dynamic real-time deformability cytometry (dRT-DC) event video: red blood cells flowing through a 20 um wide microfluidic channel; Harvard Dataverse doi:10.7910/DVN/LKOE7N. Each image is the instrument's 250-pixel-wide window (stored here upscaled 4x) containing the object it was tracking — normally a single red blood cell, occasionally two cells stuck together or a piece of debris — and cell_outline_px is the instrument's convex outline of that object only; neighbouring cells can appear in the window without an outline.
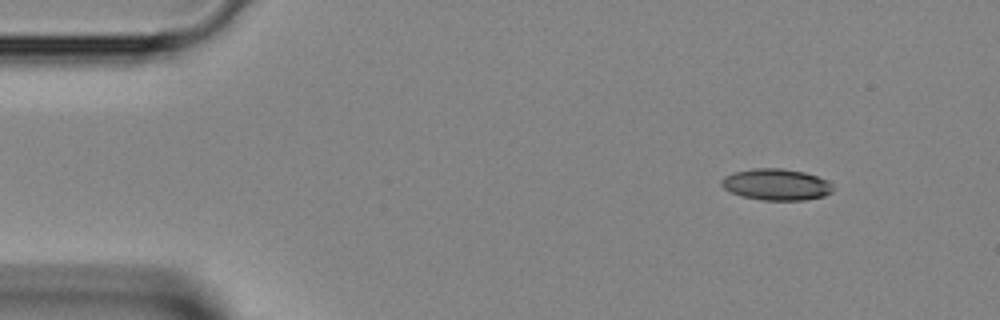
{"species": "Egyptian fruit bat (a non-hibernating species)", "species_latin": "Rousettus aegyptiacus", "temperature_condition": "room temperature", "stored_images_in_passage": 40, "camera_frame_rate_fps": 3000, "um_per_image_px": 0.085, "animal": {"sex": "female"}, "frame": {"image": 1, "passage_image": 1, "time_ms": 0.0, "image_size_px": [1000, 320], "cell_outline_px": [[832, 192], [824, 196], [804, 200], [764, 200], [744, 196], [732, 192], [724, 188], [720, 184], [720, 180], [724, 176], [732, 172], [752, 168], [780, 168], [804, 172], [828, 180], [832, 184]], "centroid_in_image_um": [65.97, 15.67], "position_along_channel_um": 19.0, "area_um2": 20.4}}
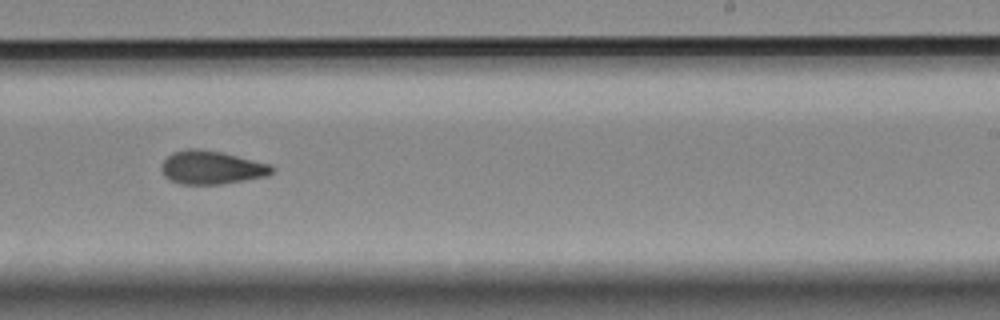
{"frame": {"image": 2, "passage_image": 23, "time_ms": 7.333, "image_size_px": [1000, 320], "cell_outline_px": [[272, 172], [268, 176], [220, 184], [180, 184], [164, 176], [160, 168], [160, 164], [172, 152], [184, 148], [200, 148], [220, 152], [268, 164], [272, 168]], "centroid_in_image_um": [17.9, 14.23], "position_along_channel_um": 271.1, "area_um2": 21.33}}
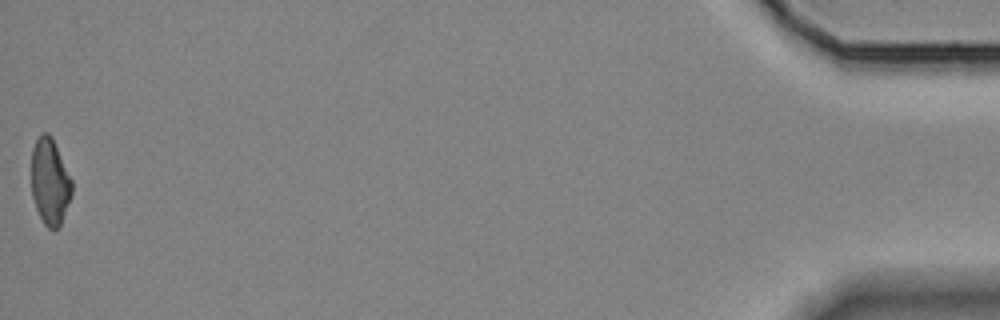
{"frame": {"image": 3, "passage_image": 40, "time_ms": 13.0, "image_size_px": [1000, 320], "cell_outline_px": [[72, 192], [60, 224], [56, 228], [48, 228], [44, 224], [36, 208], [32, 196], [32, 148], [40, 132], [48, 132], [52, 136], [72, 180]], "centroid_in_image_um": [4.23, 15.38], "position_along_channel_um": 431.0, "area_um2": 20.17}}